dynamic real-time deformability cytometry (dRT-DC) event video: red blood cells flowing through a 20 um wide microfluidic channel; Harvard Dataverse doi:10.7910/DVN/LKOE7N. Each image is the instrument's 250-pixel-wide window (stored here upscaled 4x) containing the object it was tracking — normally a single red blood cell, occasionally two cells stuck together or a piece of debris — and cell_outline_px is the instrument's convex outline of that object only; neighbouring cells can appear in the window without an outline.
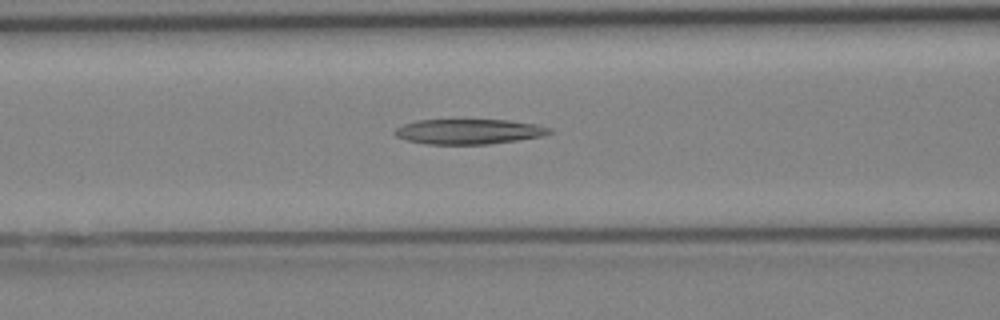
{"species": "Egyptian fruit bat (a non-hibernating species)", "species_latin": "Rousettus aegyptiacus", "temperature_condition": "cold", "stored_images_in_passage": 27, "camera_frame_rate_fps": 3000, "um_per_image_px": 0.085, "animal": {"sex": "female"}, "frame": {"image": 1, "passage_image": 6, "time_ms": 1.667, "image_size_px": [1000, 320], "cell_outline_px": [[552, 132], [544, 136], [488, 144], [428, 144], [408, 140], [396, 136], [392, 132], [396, 128], [404, 124], [416, 120], [508, 120], [536, 124], [552, 128]], "centroid_in_image_um": [39.86, 11.18], "position_along_channel_um": 126.7, "area_um2": 22.54}}
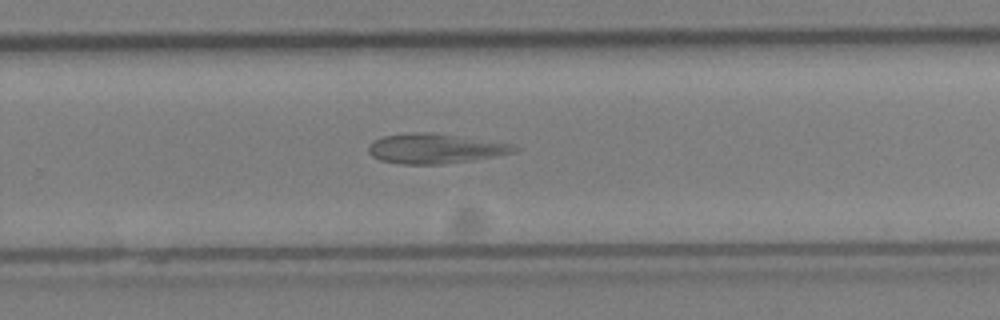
{"frame": {"image": 2, "passage_image": 15, "time_ms": 4.667, "image_size_px": [1000, 320], "cell_outline_px": [[520, 148], [516, 152], [496, 156], [472, 160], [436, 164], [400, 164], [380, 160], [372, 156], [368, 152], [368, 148], [376, 140], [384, 136], [412, 132], [432, 132], [512, 144]], "centroid_in_image_um": [37.0, 12.63], "position_along_channel_um": 292.8, "area_um2": 25.09}}
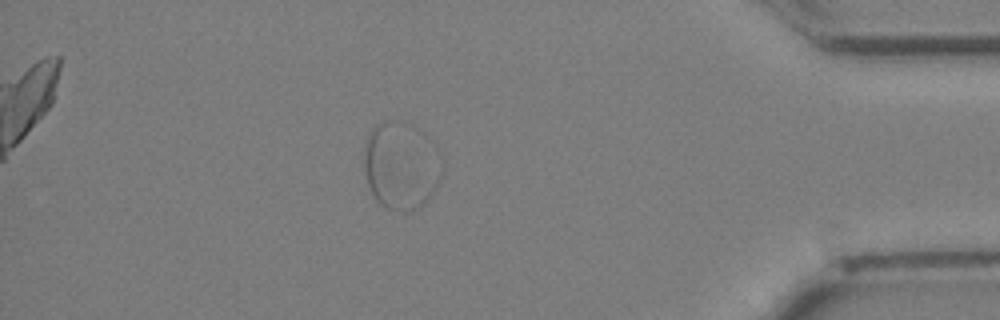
{"frame": {"image": 3, "passage_image": 23, "time_ms": 7.333, "image_size_px": [1000, 320], "cell_outline_px": [[440, 180], [432, 196], [424, 204], [408, 212], [400, 212], [388, 208], [380, 204], [376, 200], [368, 184], [364, 168], [364, 144], [368, 136], [380, 124], [392, 120], [404, 120], [412, 124], [416, 128], [440, 176]], "centroid_in_image_um": [33.94, 14.17], "position_along_channel_um": 401.3, "area_um2": 37.51}}